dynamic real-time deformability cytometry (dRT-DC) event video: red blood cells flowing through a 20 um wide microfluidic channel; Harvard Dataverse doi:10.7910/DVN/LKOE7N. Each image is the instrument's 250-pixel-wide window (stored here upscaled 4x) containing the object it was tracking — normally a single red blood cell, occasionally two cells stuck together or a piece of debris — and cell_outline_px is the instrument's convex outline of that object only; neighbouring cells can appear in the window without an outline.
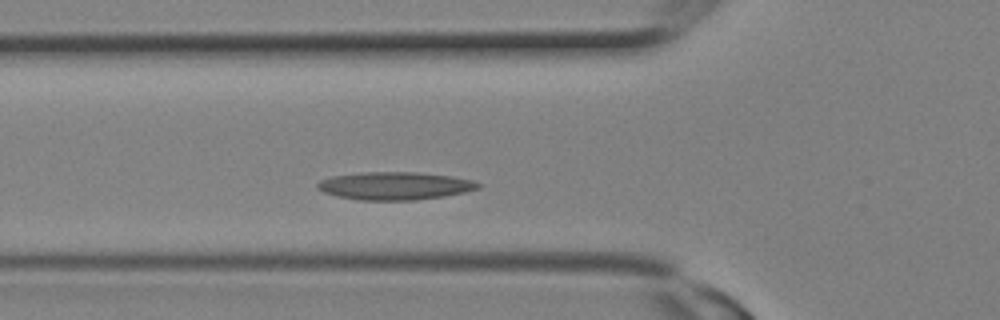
{"species": "Egyptian fruit bat (a non-hibernating species)", "species_latin": "Rousettus aegyptiacus", "temperature_condition": "room temperature", "stored_images_in_passage": 10, "camera_frame_rate_fps": 3000, "um_per_image_px": 0.085, "animal": {"sex": "female"}, "frame": {"image": 1, "passage_image": 5, "time_ms": 1.333, "image_size_px": [1000, 320], "cell_outline_px": [[480, 188], [464, 192], [444, 196], [416, 200], [360, 200], [336, 196], [324, 192], [316, 188], [316, 184], [320, 180], [332, 176], [360, 172], [416, 172], [452, 176], [472, 180], [480, 184]], "centroid_in_image_um": [33.54, 15.79], "position_along_channel_um": 92.3, "area_um2": 26.13}}
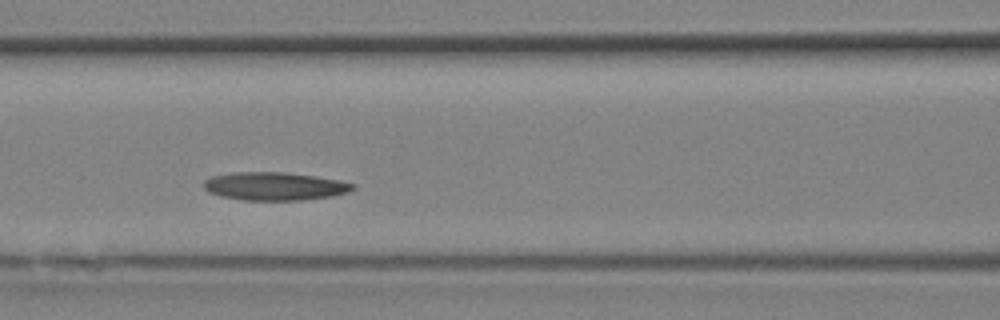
{"frame": {"image": 2, "passage_image": 7, "time_ms": 2.0, "image_size_px": [1000, 320], "cell_outline_px": [[356, 188], [348, 192], [332, 196], [300, 200], [244, 200], [220, 196], [208, 192], [204, 188], [204, 180], [212, 176], [232, 172], [284, 172], [316, 176], [356, 184]], "centroid_in_image_um": [23.33, 15.83], "position_along_channel_um": 143.3, "area_um2": 24.45}}
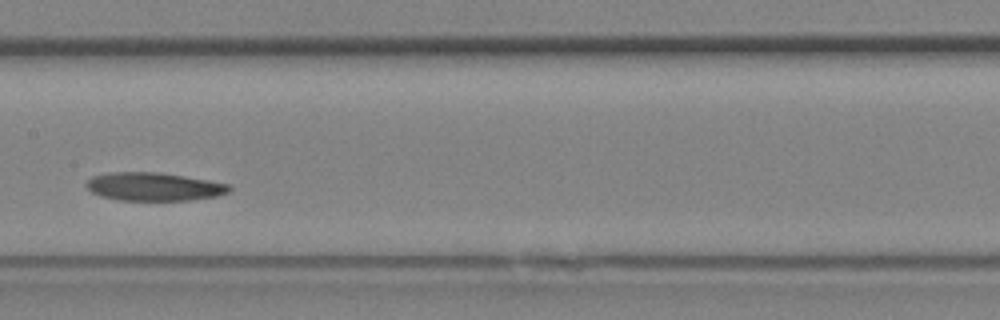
{"frame": {"image": 3, "passage_image": 9, "time_ms": 2.667, "image_size_px": [1000, 320], "cell_outline_px": [[232, 188], [228, 192], [216, 196], [188, 200], [120, 200], [100, 196], [92, 192], [84, 184], [92, 176], [108, 172], [160, 172], [232, 184]], "centroid_in_image_um": [13.08, 15.85], "position_along_channel_um": 194.3, "area_um2": 23.58}}